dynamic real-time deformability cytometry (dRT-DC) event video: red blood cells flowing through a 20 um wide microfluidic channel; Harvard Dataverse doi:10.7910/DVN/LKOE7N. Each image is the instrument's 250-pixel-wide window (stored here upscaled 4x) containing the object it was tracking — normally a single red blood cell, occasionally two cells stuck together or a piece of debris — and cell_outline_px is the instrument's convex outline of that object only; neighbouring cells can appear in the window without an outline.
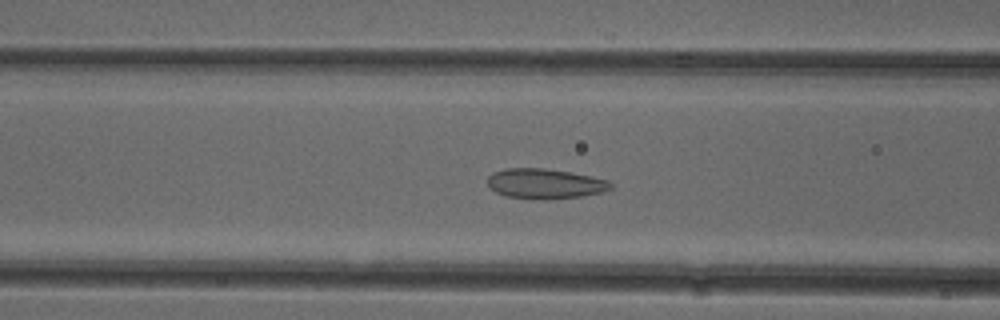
{"species": "common noctule bat (a hibernating species)", "species_latin": "Nyctalus noctula", "temperature_condition": "cold", "stored_images_in_passage": 51, "camera_frame_rate_fps": 3000, "um_per_image_px": 0.085, "animal": {"sex": "female"}, "frame": {"image": 1, "passage_image": 20, "time_ms": 6.333, "image_size_px": [1000, 320], "cell_outline_px": [[612, 188], [600, 192], [584, 196], [508, 196], [496, 192], [488, 188], [488, 176], [492, 172], [504, 168], [544, 168], [572, 172], [608, 180], [612, 184]], "centroid_in_image_um": [46.3, 15.54], "position_along_channel_um": 120.3, "area_um2": 20.58}}
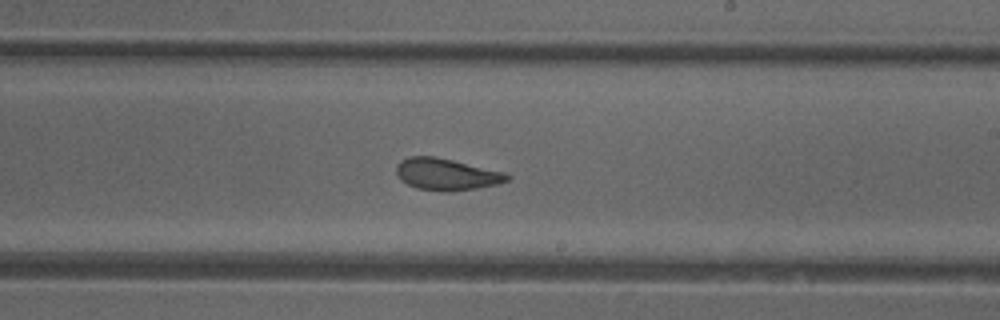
{"frame": {"image": 2, "passage_image": 30, "time_ms": 9.667, "image_size_px": [1000, 320], "cell_outline_px": [[512, 176], [508, 180], [496, 184], [476, 188], [448, 192], [444, 192], [416, 188], [400, 180], [396, 172], [396, 164], [400, 160], [408, 156], [436, 156], [504, 172]], "centroid_in_image_um": [37.91, 14.81], "position_along_channel_um": 251.1, "area_um2": 20.58}}
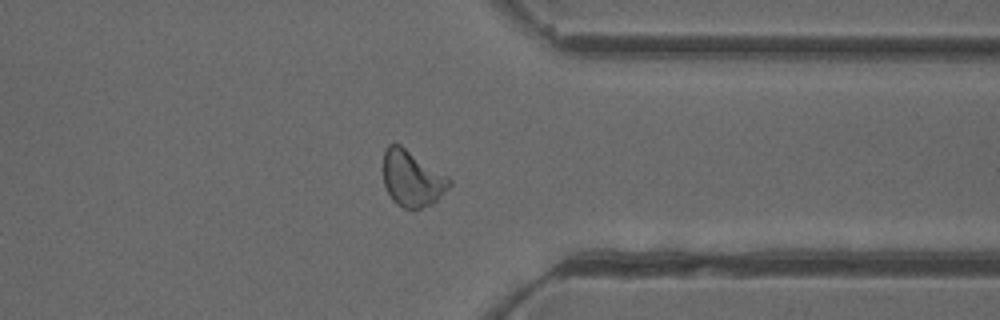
{"frame": {"image": 3, "passage_image": 40, "time_ms": 13.0, "image_size_px": [1000, 320], "cell_outline_px": [[452, 184], [432, 204], [420, 208], [404, 208], [396, 204], [392, 200], [384, 184], [384, 148], [388, 144], [400, 144], [448, 176], [452, 180]], "centroid_in_image_um": [35.02, 15.16], "position_along_channel_um": 376.4, "area_um2": 21.44}, "authors_computed_cell_mechanics": {"area_um2": 21.5016, "velocity_mm_per_s": 3.9137, "shape_relaxation_time_tau1_ms": 6.2272, "shape_relaxation_time_tau2_ms": 1.8549, "deformation_change_tau1": 0.1282, "deformation_change_tau2": 0.0733}}